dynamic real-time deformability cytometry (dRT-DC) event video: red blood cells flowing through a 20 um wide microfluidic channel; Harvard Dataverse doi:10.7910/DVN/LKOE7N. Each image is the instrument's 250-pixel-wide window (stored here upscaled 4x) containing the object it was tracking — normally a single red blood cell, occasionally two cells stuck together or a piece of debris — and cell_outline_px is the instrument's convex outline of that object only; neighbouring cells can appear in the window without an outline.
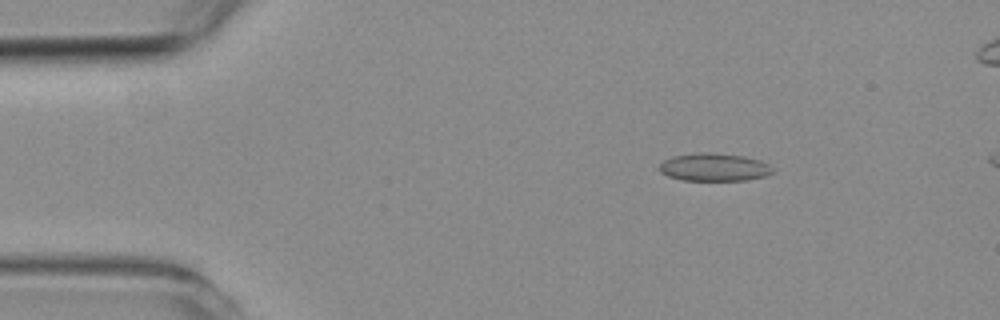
{"species": "common noctule bat (a hibernating species)", "species_latin": "Nyctalus noctula", "temperature_condition": "room temperature", "stored_images_in_passage": 4, "camera_frame_rate_fps": 3000, "um_per_image_px": 0.085, "animal": {"sex": "female", "body_mass_g": 19.3, "forearm_length_mm": 54.1}, "frame": {"image": 1, "passage_image": 2, "time_ms": 1.0, "image_size_px": [1000, 320], "cell_outline_px": [[776, 168], [768, 176], [748, 180], [680, 180], [668, 176], [660, 172], [660, 164], [664, 160], [672, 156], [700, 152], [712, 152], [744, 156], [760, 160]], "centroid_in_image_um": [60.74, 14.21], "position_along_channel_um": 24.3, "area_um2": 18.61}}